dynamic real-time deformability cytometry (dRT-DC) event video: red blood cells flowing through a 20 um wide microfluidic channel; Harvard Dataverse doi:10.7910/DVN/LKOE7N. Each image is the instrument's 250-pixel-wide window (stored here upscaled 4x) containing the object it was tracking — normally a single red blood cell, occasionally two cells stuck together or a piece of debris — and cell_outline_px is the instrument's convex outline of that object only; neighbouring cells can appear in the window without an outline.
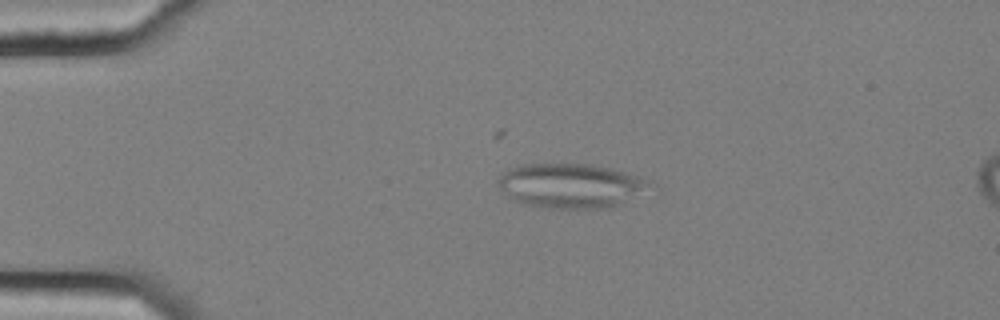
{"species": "common noctule bat (a hibernating species)", "species_latin": "Nyctalus noctula", "temperature_condition": "cold", "stored_images_in_passage": 36, "camera_frame_rate_fps": 3000, "um_per_image_px": 0.085, "animal": {"sex": "female", "body_mass_g": 25.1}, "frame": {"image": 1, "passage_image": 11, "time_ms": 3.333, "image_size_px": [1000, 320], "cell_outline_px": [[660, 188], [612, 208], [548, 208], [524, 204], [516, 200], [500, 188], [496, 180], [508, 168], [520, 164], [592, 164], [624, 172], [648, 180], [656, 184]], "centroid_in_image_um": [48.65, 15.79], "position_along_channel_um": 36.4, "area_um2": 39.94}}